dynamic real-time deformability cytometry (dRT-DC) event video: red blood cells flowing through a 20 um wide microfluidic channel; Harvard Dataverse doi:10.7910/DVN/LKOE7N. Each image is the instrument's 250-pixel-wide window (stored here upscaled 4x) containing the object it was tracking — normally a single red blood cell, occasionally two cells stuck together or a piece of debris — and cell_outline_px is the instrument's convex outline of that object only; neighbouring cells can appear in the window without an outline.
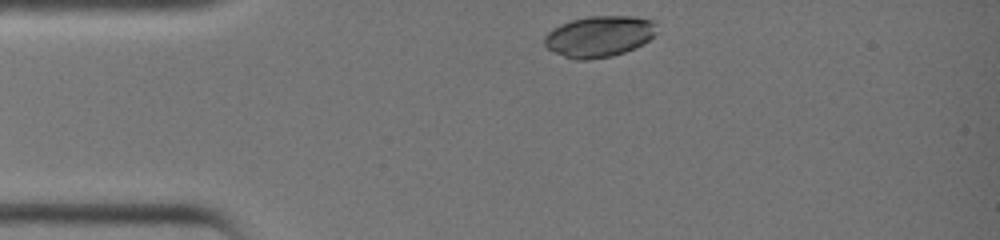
{"species": "common noctule bat (a hibernating species)", "species_latin": "Nyctalus noctula", "temperature_condition": "warm", "stored_images_in_passage": 27, "camera_frame_rate_fps": 3000, "um_per_image_px": 0.085, "animal": {"sex": "female", "body_mass_g": 19.0, "forearm_length_mm": 51.5}, "frame": {"image": 1, "passage_image": 1, "time_ms": 0.0, "image_size_px": [1000, 240], "cell_outline_px": [[656, 32], [648, 40], [624, 52], [612, 56], [588, 60], [576, 60], [552, 52], [544, 44], [544, 36], [552, 28], [560, 24], [572, 20], [588, 16], [636, 16], [652, 20]], "centroid_in_image_um": [50.87, 3.09], "position_along_channel_um": 34.1, "area_um2": 26.76}}
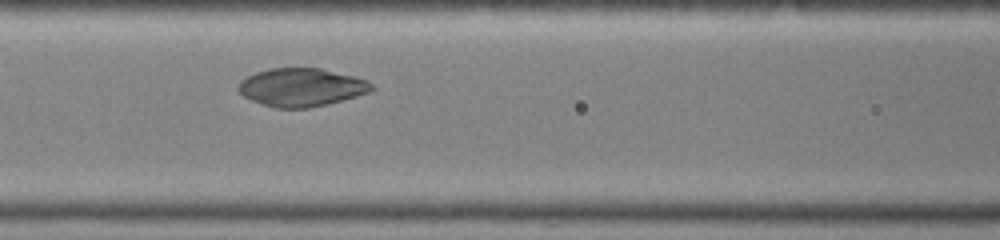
{"frame": {"image": 2, "passage_image": 10, "time_ms": 3.0, "image_size_px": [1000, 240], "cell_outline_px": [[376, 88], [368, 92], [356, 96], [328, 104], [308, 108], [276, 108], [260, 104], [244, 96], [236, 88], [240, 80], [256, 72], [272, 68], [320, 68], [356, 76], [368, 80]], "centroid_in_image_um": [25.63, 7.42], "position_along_channel_um": 141.0, "area_um2": 29.77}}
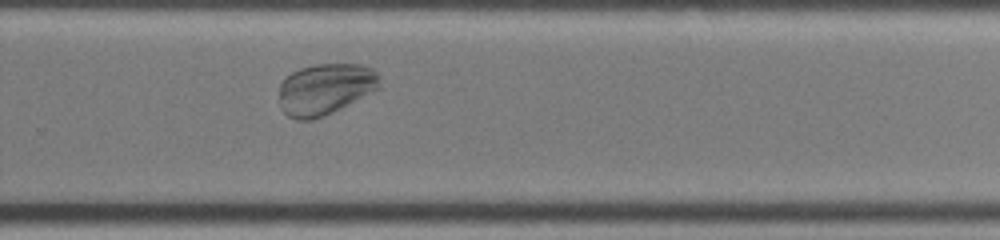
{"frame": {"image": 3, "passage_image": 20, "time_ms": 6.333, "image_size_px": [1000, 240], "cell_outline_px": [[380, 88], [324, 116], [312, 120], [296, 120], [288, 116], [280, 108], [280, 84], [292, 72], [300, 68], [316, 64], [360, 64], [372, 68], [380, 76]], "centroid_in_image_um": [27.65, 7.57], "position_along_channel_um": 302.2, "area_um2": 30.0}}